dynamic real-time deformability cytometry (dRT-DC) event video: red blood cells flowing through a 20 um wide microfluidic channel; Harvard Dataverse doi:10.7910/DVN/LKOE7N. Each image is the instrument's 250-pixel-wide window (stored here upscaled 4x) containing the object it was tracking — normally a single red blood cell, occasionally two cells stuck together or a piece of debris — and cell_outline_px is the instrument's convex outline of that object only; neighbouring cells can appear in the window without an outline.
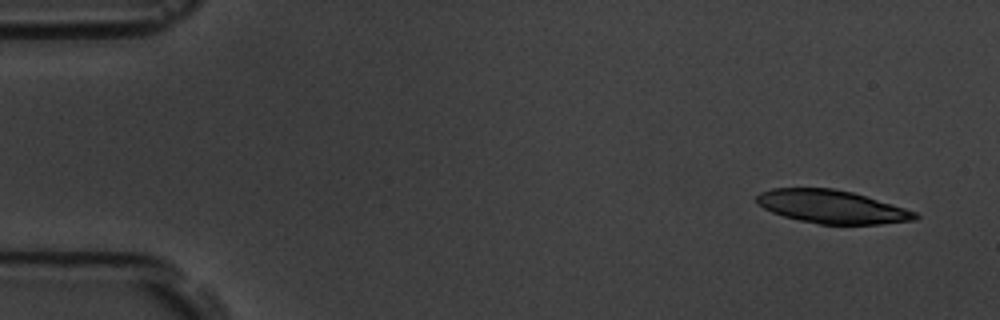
{"species": "common noctule bat (a hibernating species)", "species_latin": "Nyctalus noctula", "temperature_condition": "room temperature", "stored_images_in_passage": 4, "camera_frame_rate_fps": 3000, "um_per_image_px": 0.085, "animal": {"sex": "male", "body_mass_g": 19.5, "forearm_length_mm": 54.6}, "frame": {"image": 1, "passage_image": 1, "time_ms": 0.0, "image_size_px": [1000, 320], "cell_outline_px": [[920, 216], [916, 220], [880, 224], [820, 224], [800, 220], [784, 216], [772, 212], [756, 204], [756, 196], [760, 192], [772, 188], [832, 188], [852, 192], [904, 208], [916, 212]], "centroid_in_image_um": [70.68, 17.57], "position_along_channel_um": 14.3, "area_um2": 30.46}}